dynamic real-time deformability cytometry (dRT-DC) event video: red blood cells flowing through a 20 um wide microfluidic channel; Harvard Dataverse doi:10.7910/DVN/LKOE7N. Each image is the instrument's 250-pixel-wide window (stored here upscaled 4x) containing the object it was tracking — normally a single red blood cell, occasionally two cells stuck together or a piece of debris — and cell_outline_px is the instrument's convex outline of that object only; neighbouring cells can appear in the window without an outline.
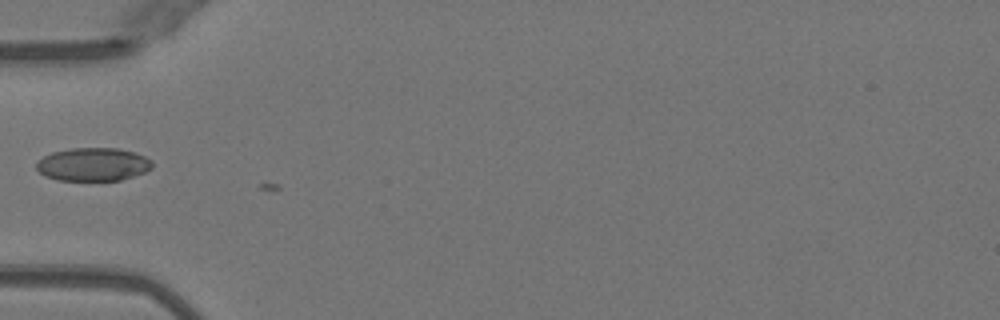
{"species": "Egyptian fruit bat (a non-hibernating species)", "species_latin": "Rousettus aegyptiacus", "temperature_condition": "warm", "stored_images_in_passage": 4, "camera_frame_rate_fps": 3000, "um_per_image_px": 0.085, "animal": {"sex": "female"}, "frame": {"image": 1, "passage_image": 3, "time_ms": 0.667, "image_size_px": [1000, 320], "cell_outline_px": [[152, 168], [144, 172], [120, 180], [56, 180], [44, 176], [36, 168], [36, 160], [52, 152], [72, 148], [116, 148], [136, 152], [152, 160]], "centroid_in_image_um": [7.89, 13.96], "position_along_channel_um": 77.1, "area_um2": 22.48}}